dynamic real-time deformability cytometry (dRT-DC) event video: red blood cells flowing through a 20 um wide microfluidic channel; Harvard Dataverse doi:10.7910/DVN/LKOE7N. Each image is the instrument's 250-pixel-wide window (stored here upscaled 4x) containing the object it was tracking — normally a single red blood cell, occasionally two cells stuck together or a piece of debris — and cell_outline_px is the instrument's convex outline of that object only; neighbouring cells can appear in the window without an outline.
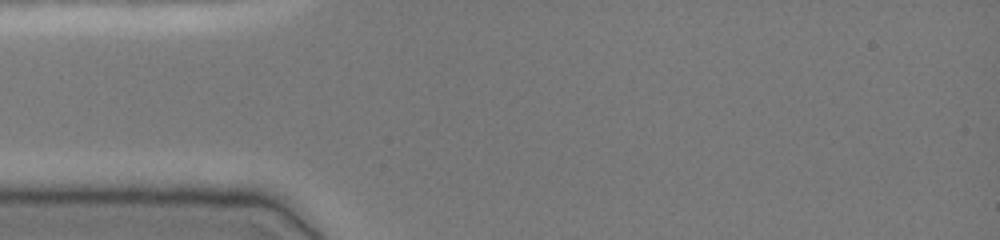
{"species": "common noctule bat (a hibernating species)", "species_latin": "Nyctalus noctula", "temperature_condition": "cold", "stored_images_in_passage": 2, "camera_frame_rate_fps": 3000, "um_per_image_px": 0.085, "animal": {"sex": "female", "body_mass_g": 19.0, "forearm_length_mm": 51.5}, "frame": {"image": 1, "passage_image": 1, "time_ms": 0.0, "image_size_px": [1000, 240], "cell_outline_px": [[240, 148], [232, 152], [132, 152], [96, 148], [96, 144], [136, 140], [176, 140], [228, 144]], "centroid_in_image_um": [14.2, 12.45], "position_along_channel_um": 70.8, "area_um2": 10.0}}